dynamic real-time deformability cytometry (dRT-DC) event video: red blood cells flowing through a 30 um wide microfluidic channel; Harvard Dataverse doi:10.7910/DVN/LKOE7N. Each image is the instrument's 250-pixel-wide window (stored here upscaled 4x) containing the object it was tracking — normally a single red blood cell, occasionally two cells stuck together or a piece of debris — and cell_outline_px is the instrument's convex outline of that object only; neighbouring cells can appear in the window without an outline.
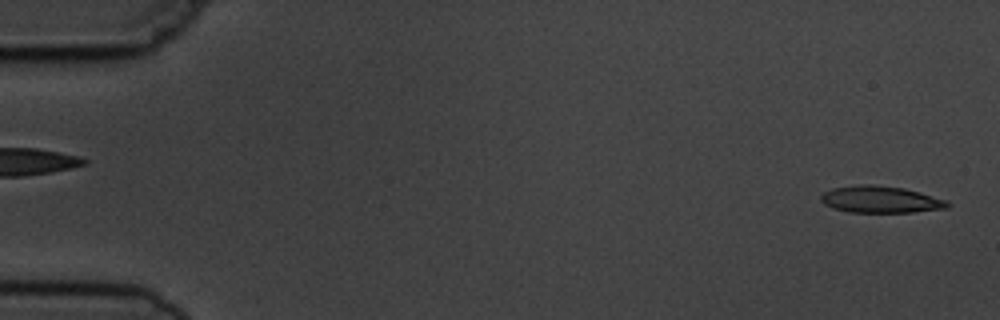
{"species": "common noctule bat (a hibernating species)", "species_latin": "Nyctalus noctula", "temperature_condition": "cold", "stored_images_in_passage": 5, "segment_of_instrument_passage": [2, 2], "camera_frame_rate_fps": 3000, "um_per_image_px": 0.085, "animal": {"sex": "male", "body_mass_g": 19.5, "forearm_length_mm": 54.6}, "frame": {"image": 1, "passage_image": 5, "time_ms": 5.333, "image_size_px": [1000, 320], "cell_outline_px": [[952, 204], [948, 208], [912, 212], [848, 212], [832, 208], [824, 204], [820, 200], [820, 196], [824, 192], [832, 188], [860, 184], [872, 184], [904, 188], [920, 192], [948, 200]], "centroid_in_image_um": [74.86, 16.95], "position_along_channel_um": 10.1, "area_um2": 20.0}}